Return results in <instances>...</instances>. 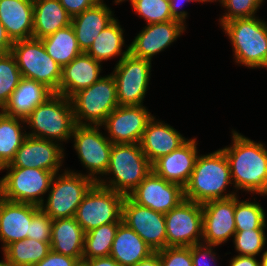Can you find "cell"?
<instances>
[{
	"label": "cell",
	"mask_w": 267,
	"mask_h": 266,
	"mask_svg": "<svg viewBox=\"0 0 267 266\" xmlns=\"http://www.w3.org/2000/svg\"><path fill=\"white\" fill-rule=\"evenodd\" d=\"M232 146L221 149L237 190L267 195V149L262 143L232 131Z\"/></svg>",
	"instance_id": "6da1fadb"
},
{
	"label": "cell",
	"mask_w": 267,
	"mask_h": 266,
	"mask_svg": "<svg viewBox=\"0 0 267 266\" xmlns=\"http://www.w3.org/2000/svg\"><path fill=\"white\" fill-rule=\"evenodd\" d=\"M229 184H233L229 163L224 152L219 149L197 157L190 179L184 187V196L186 200L200 204L227 199L237 195L225 192Z\"/></svg>",
	"instance_id": "7a4b0ae2"
},
{
	"label": "cell",
	"mask_w": 267,
	"mask_h": 266,
	"mask_svg": "<svg viewBox=\"0 0 267 266\" xmlns=\"http://www.w3.org/2000/svg\"><path fill=\"white\" fill-rule=\"evenodd\" d=\"M231 40L234 58L248 68L267 67V24L256 16L232 19L222 26Z\"/></svg>",
	"instance_id": "3957f363"
},
{
	"label": "cell",
	"mask_w": 267,
	"mask_h": 266,
	"mask_svg": "<svg viewBox=\"0 0 267 266\" xmlns=\"http://www.w3.org/2000/svg\"><path fill=\"white\" fill-rule=\"evenodd\" d=\"M32 132L28 136L57 141L72 138L75 126L70 98L53 93L43 103L36 106L25 118Z\"/></svg>",
	"instance_id": "277c9868"
},
{
	"label": "cell",
	"mask_w": 267,
	"mask_h": 266,
	"mask_svg": "<svg viewBox=\"0 0 267 266\" xmlns=\"http://www.w3.org/2000/svg\"><path fill=\"white\" fill-rule=\"evenodd\" d=\"M151 171L152 164L140 144H113L108 170L105 173V176L111 173L113 178L108 182L99 179L97 183L128 196Z\"/></svg>",
	"instance_id": "5b68a950"
},
{
	"label": "cell",
	"mask_w": 267,
	"mask_h": 266,
	"mask_svg": "<svg viewBox=\"0 0 267 266\" xmlns=\"http://www.w3.org/2000/svg\"><path fill=\"white\" fill-rule=\"evenodd\" d=\"M70 101L77 125L102 126L106 117L119 106L114 76L101 77L71 96Z\"/></svg>",
	"instance_id": "8992f818"
},
{
	"label": "cell",
	"mask_w": 267,
	"mask_h": 266,
	"mask_svg": "<svg viewBox=\"0 0 267 266\" xmlns=\"http://www.w3.org/2000/svg\"><path fill=\"white\" fill-rule=\"evenodd\" d=\"M11 53L23 78L42 83L59 94L62 67L47 54L41 39L14 41Z\"/></svg>",
	"instance_id": "52a82bcc"
},
{
	"label": "cell",
	"mask_w": 267,
	"mask_h": 266,
	"mask_svg": "<svg viewBox=\"0 0 267 266\" xmlns=\"http://www.w3.org/2000/svg\"><path fill=\"white\" fill-rule=\"evenodd\" d=\"M57 174L53 177L47 201L40 208L53 220L75 217L84 196L96 182L86 174L71 170Z\"/></svg>",
	"instance_id": "ba28073f"
},
{
	"label": "cell",
	"mask_w": 267,
	"mask_h": 266,
	"mask_svg": "<svg viewBox=\"0 0 267 266\" xmlns=\"http://www.w3.org/2000/svg\"><path fill=\"white\" fill-rule=\"evenodd\" d=\"M4 169L8 172L0 179L2 198L38 206L45 202L41 195L49 192L55 173L38 168L2 167L1 171Z\"/></svg>",
	"instance_id": "9c48e42d"
},
{
	"label": "cell",
	"mask_w": 267,
	"mask_h": 266,
	"mask_svg": "<svg viewBox=\"0 0 267 266\" xmlns=\"http://www.w3.org/2000/svg\"><path fill=\"white\" fill-rule=\"evenodd\" d=\"M126 196L97 182L78 206L76 221L87 233L108 223H122V205Z\"/></svg>",
	"instance_id": "30bf717a"
},
{
	"label": "cell",
	"mask_w": 267,
	"mask_h": 266,
	"mask_svg": "<svg viewBox=\"0 0 267 266\" xmlns=\"http://www.w3.org/2000/svg\"><path fill=\"white\" fill-rule=\"evenodd\" d=\"M167 247H191L202 243V204L183 200L165 214Z\"/></svg>",
	"instance_id": "8fae6325"
},
{
	"label": "cell",
	"mask_w": 267,
	"mask_h": 266,
	"mask_svg": "<svg viewBox=\"0 0 267 266\" xmlns=\"http://www.w3.org/2000/svg\"><path fill=\"white\" fill-rule=\"evenodd\" d=\"M151 61L127 54L117 62L115 78L119 105H143L150 80Z\"/></svg>",
	"instance_id": "7c38bea8"
},
{
	"label": "cell",
	"mask_w": 267,
	"mask_h": 266,
	"mask_svg": "<svg viewBox=\"0 0 267 266\" xmlns=\"http://www.w3.org/2000/svg\"><path fill=\"white\" fill-rule=\"evenodd\" d=\"M100 126L76 125L71 137L81 163L89 170L87 175L97 182L96 175H105L108 170L113 143L103 136ZM95 176V177H94Z\"/></svg>",
	"instance_id": "4fadbf2b"
},
{
	"label": "cell",
	"mask_w": 267,
	"mask_h": 266,
	"mask_svg": "<svg viewBox=\"0 0 267 266\" xmlns=\"http://www.w3.org/2000/svg\"><path fill=\"white\" fill-rule=\"evenodd\" d=\"M122 221L154 252L167 247L165 214L138 205L126 196L122 205Z\"/></svg>",
	"instance_id": "5bb4252c"
},
{
	"label": "cell",
	"mask_w": 267,
	"mask_h": 266,
	"mask_svg": "<svg viewBox=\"0 0 267 266\" xmlns=\"http://www.w3.org/2000/svg\"><path fill=\"white\" fill-rule=\"evenodd\" d=\"M152 118L143 105H119L106 117L102 126L107 129L108 139L113 144H140Z\"/></svg>",
	"instance_id": "9a60e30c"
},
{
	"label": "cell",
	"mask_w": 267,
	"mask_h": 266,
	"mask_svg": "<svg viewBox=\"0 0 267 266\" xmlns=\"http://www.w3.org/2000/svg\"><path fill=\"white\" fill-rule=\"evenodd\" d=\"M128 197L138 205L166 214L183 200L184 188L168 182L151 171Z\"/></svg>",
	"instance_id": "2e32d148"
},
{
	"label": "cell",
	"mask_w": 267,
	"mask_h": 266,
	"mask_svg": "<svg viewBox=\"0 0 267 266\" xmlns=\"http://www.w3.org/2000/svg\"><path fill=\"white\" fill-rule=\"evenodd\" d=\"M60 144L52 140L27 136L13 160L4 167L38 168L56 174L65 156Z\"/></svg>",
	"instance_id": "e0dca14e"
},
{
	"label": "cell",
	"mask_w": 267,
	"mask_h": 266,
	"mask_svg": "<svg viewBox=\"0 0 267 266\" xmlns=\"http://www.w3.org/2000/svg\"><path fill=\"white\" fill-rule=\"evenodd\" d=\"M204 244L219 246L236 232L235 196L202 204Z\"/></svg>",
	"instance_id": "ac0fdd59"
},
{
	"label": "cell",
	"mask_w": 267,
	"mask_h": 266,
	"mask_svg": "<svg viewBox=\"0 0 267 266\" xmlns=\"http://www.w3.org/2000/svg\"><path fill=\"white\" fill-rule=\"evenodd\" d=\"M185 24L171 20L147 24L129 45V53L137 58L151 61L186 30Z\"/></svg>",
	"instance_id": "d6986e66"
},
{
	"label": "cell",
	"mask_w": 267,
	"mask_h": 266,
	"mask_svg": "<svg viewBox=\"0 0 267 266\" xmlns=\"http://www.w3.org/2000/svg\"><path fill=\"white\" fill-rule=\"evenodd\" d=\"M196 143V138L188 139L179 148L156 160L152 164V171L168 182L179 184L184 188L198 157Z\"/></svg>",
	"instance_id": "ffe728a7"
},
{
	"label": "cell",
	"mask_w": 267,
	"mask_h": 266,
	"mask_svg": "<svg viewBox=\"0 0 267 266\" xmlns=\"http://www.w3.org/2000/svg\"><path fill=\"white\" fill-rule=\"evenodd\" d=\"M39 209L38 205L12 202L0 196V241L3 250L11 243L27 238L32 217Z\"/></svg>",
	"instance_id": "44dd1931"
},
{
	"label": "cell",
	"mask_w": 267,
	"mask_h": 266,
	"mask_svg": "<svg viewBox=\"0 0 267 266\" xmlns=\"http://www.w3.org/2000/svg\"><path fill=\"white\" fill-rule=\"evenodd\" d=\"M188 139L165 122L153 117L144 130L140 146L151 164L183 145Z\"/></svg>",
	"instance_id": "7402d4cb"
},
{
	"label": "cell",
	"mask_w": 267,
	"mask_h": 266,
	"mask_svg": "<svg viewBox=\"0 0 267 266\" xmlns=\"http://www.w3.org/2000/svg\"><path fill=\"white\" fill-rule=\"evenodd\" d=\"M101 68L100 62L83 52L62 68L59 94L70 98L88 88L101 78Z\"/></svg>",
	"instance_id": "603a6c76"
},
{
	"label": "cell",
	"mask_w": 267,
	"mask_h": 266,
	"mask_svg": "<svg viewBox=\"0 0 267 266\" xmlns=\"http://www.w3.org/2000/svg\"><path fill=\"white\" fill-rule=\"evenodd\" d=\"M115 18L103 0L72 18V28L82 52H86L99 33L111 24Z\"/></svg>",
	"instance_id": "cb8c5ba5"
},
{
	"label": "cell",
	"mask_w": 267,
	"mask_h": 266,
	"mask_svg": "<svg viewBox=\"0 0 267 266\" xmlns=\"http://www.w3.org/2000/svg\"><path fill=\"white\" fill-rule=\"evenodd\" d=\"M33 0H0V22L11 40L32 38Z\"/></svg>",
	"instance_id": "d4e9b609"
},
{
	"label": "cell",
	"mask_w": 267,
	"mask_h": 266,
	"mask_svg": "<svg viewBox=\"0 0 267 266\" xmlns=\"http://www.w3.org/2000/svg\"><path fill=\"white\" fill-rule=\"evenodd\" d=\"M153 253L154 251L133 229L123 222L118 226L110 256L120 266H136Z\"/></svg>",
	"instance_id": "484cf974"
},
{
	"label": "cell",
	"mask_w": 267,
	"mask_h": 266,
	"mask_svg": "<svg viewBox=\"0 0 267 266\" xmlns=\"http://www.w3.org/2000/svg\"><path fill=\"white\" fill-rule=\"evenodd\" d=\"M85 232L75 217L53 220L51 249L80 262L83 259Z\"/></svg>",
	"instance_id": "4316f807"
},
{
	"label": "cell",
	"mask_w": 267,
	"mask_h": 266,
	"mask_svg": "<svg viewBox=\"0 0 267 266\" xmlns=\"http://www.w3.org/2000/svg\"><path fill=\"white\" fill-rule=\"evenodd\" d=\"M52 94L44 84L22 77L2 111L9 116L25 119Z\"/></svg>",
	"instance_id": "83f0119b"
},
{
	"label": "cell",
	"mask_w": 267,
	"mask_h": 266,
	"mask_svg": "<svg viewBox=\"0 0 267 266\" xmlns=\"http://www.w3.org/2000/svg\"><path fill=\"white\" fill-rule=\"evenodd\" d=\"M32 38L42 39L71 25L72 17L59 0H33Z\"/></svg>",
	"instance_id": "f1b7e54d"
},
{
	"label": "cell",
	"mask_w": 267,
	"mask_h": 266,
	"mask_svg": "<svg viewBox=\"0 0 267 266\" xmlns=\"http://www.w3.org/2000/svg\"><path fill=\"white\" fill-rule=\"evenodd\" d=\"M119 24L118 20L115 19L103 29L85 53L98 62L122 55L118 61L120 62L129 54V46L125 51H122L125 40L123 37V30Z\"/></svg>",
	"instance_id": "f546056e"
},
{
	"label": "cell",
	"mask_w": 267,
	"mask_h": 266,
	"mask_svg": "<svg viewBox=\"0 0 267 266\" xmlns=\"http://www.w3.org/2000/svg\"><path fill=\"white\" fill-rule=\"evenodd\" d=\"M41 40L47 54L62 68L83 53L79 48L72 25L60 29Z\"/></svg>",
	"instance_id": "4dcf8cb0"
},
{
	"label": "cell",
	"mask_w": 267,
	"mask_h": 266,
	"mask_svg": "<svg viewBox=\"0 0 267 266\" xmlns=\"http://www.w3.org/2000/svg\"><path fill=\"white\" fill-rule=\"evenodd\" d=\"M25 119L13 117L0 112V167H4L13 160L15 153L28 136L22 131ZM22 131V132H21ZM25 133V134H24Z\"/></svg>",
	"instance_id": "1f68e13d"
},
{
	"label": "cell",
	"mask_w": 267,
	"mask_h": 266,
	"mask_svg": "<svg viewBox=\"0 0 267 266\" xmlns=\"http://www.w3.org/2000/svg\"><path fill=\"white\" fill-rule=\"evenodd\" d=\"M50 250V242L26 238L9 244L2 251L13 266H33L43 260Z\"/></svg>",
	"instance_id": "d6a6232c"
},
{
	"label": "cell",
	"mask_w": 267,
	"mask_h": 266,
	"mask_svg": "<svg viewBox=\"0 0 267 266\" xmlns=\"http://www.w3.org/2000/svg\"><path fill=\"white\" fill-rule=\"evenodd\" d=\"M120 224H104L85 233L83 259L110 256L112 243Z\"/></svg>",
	"instance_id": "836d02e7"
},
{
	"label": "cell",
	"mask_w": 267,
	"mask_h": 266,
	"mask_svg": "<svg viewBox=\"0 0 267 266\" xmlns=\"http://www.w3.org/2000/svg\"><path fill=\"white\" fill-rule=\"evenodd\" d=\"M265 218L266 214L259 203L249 202L248 200L240 201L235 195L234 220L236 231L265 229Z\"/></svg>",
	"instance_id": "e575fe53"
},
{
	"label": "cell",
	"mask_w": 267,
	"mask_h": 266,
	"mask_svg": "<svg viewBox=\"0 0 267 266\" xmlns=\"http://www.w3.org/2000/svg\"><path fill=\"white\" fill-rule=\"evenodd\" d=\"M22 76L11 52L0 54V110L8 103Z\"/></svg>",
	"instance_id": "d590c367"
},
{
	"label": "cell",
	"mask_w": 267,
	"mask_h": 266,
	"mask_svg": "<svg viewBox=\"0 0 267 266\" xmlns=\"http://www.w3.org/2000/svg\"><path fill=\"white\" fill-rule=\"evenodd\" d=\"M126 0H120L123 2ZM134 11L143 17L147 24L171 21L170 2L164 0H130Z\"/></svg>",
	"instance_id": "8d00e7d4"
},
{
	"label": "cell",
	"mask_w": 267,
	"mask_h": 266,
	"mask_svg": "<svg viewBox=\"0 0 267 266\" xmlns=\"http://www.w3.org/2000/svg\"><path fill=\"white\" fill-rule=\"evenodd\" d=\"M265 229H250L236 231L233 236L235 249L241 256H254L260 254L266 242Z\"/></svg>",
	"instance_id": "74e56055"
},
{
	"label": "cell",
	"mask_w": 267,
	"mask_h": 266,
	"mask_svg": "<svg viewBox=\"0 0 267 266\" xmlns=\"http://www.w3.org/2000/svg\"><path fill=\"white\" fill-rule=\"evenodd\" d=\"M263 0H221V5L226 8L227 13L219 20L220 26L236 18L255 17L256 11L262 5Z\"/></svg>",
	"instance_id": "f35d334b"
},
{
	"label": "cell",
	"mask_w": 267,
	"mask_h": 266,
	"mask_svg": "<svg viewBox=\"0 0 267 266\" xmlns=\"http://www.w3.org/2000/svg\"><path fill=\"white\" fill-rule=\"evenodd\" d=\"M52 223L53 219L40 208L32 217L27 238L41 242H50Z\"/></svg>",
	"instance_id": "ab89813d"
},
{
	"label": "cell",
	"mask_w": 267,
	"mask_h": 266,
	"mask_svg": "<svg viewBox=\"0 0 267 266\" xmlns=\"http://www.w3.org/2000/svg\"><path fill=\"white\" fill-rule=\"evenodd\" d=\"M158 254L161 266H193L191 247H166Z\"/></svg>",
	"instance_id": "60d3db41"
},
{
	"label": "cell",
	"mask_w": 267,
	"mask_h": 266,
	"mask_svg": "<svg viewBox=\"0 0 267 266\" xmlns=\"http://www.w3.org/2000/svg\"><path fill=\"white\" fill-rule=\"evenodd\" d=\"M212 247L214 248L215 245H208L199 243L194 244L191 246V255H192V263L193 266H211L212 263H216V253L212 251ZM209 259V262H208ZM212 259L213 262H210Z\"/></svg>",
	"instance_id": "b9f144b4"
},
{
	"label": "cell",
	"mask_w": 267,
	"mask_h": 266,
	"mask_svg": "<svg viewBox=\"0 0 267 266\" xmlns=\"http://www.w3.org/2000/svg\"><path fill=\"white\" fill-rule=\"evenodd\" d=\"M79 264L80 261L77 258L62 255L51 249L43 260L33 266H78Z\"/></svg>",
	"instance_id": "7bdbcfd3"
},
{
	"label": "cell",
	"mask_w": 267,
	"mask_h": 266,
	"mask_svg": "<svg viewBox=\"0 0 267 266\" xmlns=\"http://www.w3.org/2000/svg\"><path fill=\"white\" fill-rule=\"evenodd\" d=\"M66 12L73 18L92 7L100 0H59Z\"/></svg>",
	"instance_id": "ee69618b"
},
{
	"label": "cell",
	"mask_w": 267,
	"mask_h": 266,
	"mask_svg": "<svg viewBox=\"0 0 267 266\" xmlns=\"http://www.w3.org/2000/svg\"><path fill=\"white\" fill-rule=\"evenodd\" d=\"M170 2V11L173 20H177L183 24H185V19L187 17L186 11H179L178 7L180 8L181 4L183 6V2H189L192 0H164Z\"/></svg>",
	"instance_id": "f6af8a7d"
},
{
	"label": "cell",
	"mask_w": 267,
	"mask_h": 266,
	"mask_svg": "<svg viewBox=\"0 0 267 266\" xmlns=\"http://www.w3.org/2000/svg\"><path fill=\"white\" fill-rule=\"evenodd\" d=\"M86 266H120L111 256L82 259Z\"/></svg>",
	"instance_id": "bcb514c9"
},
{
	"label": "cell",
	"mask_w": 267,
	"mask_h": 266,
	"mask_svg": "<svg viewBox=\"0 0 267 266\" xmlns=\"http://www.w3.org/2000/svg\"><path fill=\"white\" fill-rule=\"evenodd\" d=\"M12 46L13 41L8 36L3 24L0 22V54L11 52Z\"/></svg>",
	"instance_id": "7dc6e473"
},
{
	"label": "cell",
	"mask_w": 267,
	"mask_h": 266,
	"mask_svg": "<svg viewBox=\"0 0 267 266\" xmlns=\"http://www.w3.org/2000/svg\"><path fill=\"white\" fill-rule=\"evenodd\" d=\"M230 266H260V262L254 256L236 255L231 259Z\"/></svg>",
	"instance_id": "c3c4849f"
},
{
	"label": "cell",
	"mask_w": 267,
	"mask_h": 266,
	"mask_svg": "<svg viewBox=\"0 0 267 266\" xmlns=\"http://www.w3.org/2000/svg\"><path fill=\"white\" fill-rule=\"evenodd\" d=\"M136 266H161L158 252H154Z\"/></svg>",
	"instance_id": "681fc988"
},
{
	"label": "cell",
	"mask_w": 267,
	"mask_h": 266,
	"mask_svg": "<svg viewBox=\"0 0 267 266\" xmlns=\"http://www.w3.org/2000/svg\"><path fill=\"white\" fill-rule=\"evenodd\" d=\"M260 266H267V250L261 255Z\"/></svg>",
	"instance_id": "f907efd6"
},
{
	"label": "cell",
	"mask_w": 267,
	"mask_h": 266,
	"mask_svg": "<svg viewBox=\"0 0 267 266\" xmlns=\"http://www.w3.org/2000/svg\"><path fill=\"white\" fill-rule=\"evenodd\" d=\"M4 260L0 261V266H13L10 264V262L7 260V258L4 256Z\"/></svg>",
	"instance_id": "816d5d0a"
},
{
	"label": "cell",
	"mask_w": 267,
	"mask_h": 266,
	"mask_svg": "<svg viewBox=\"0 0 267 266\" xmlns=\"http://www.w3.org/2000/svg\"><path fill=\"white\" fill-rule=\"evenodd\" d=\"M192 1H198V2H213L214 0H192ZM217 1V0H215ZM221 2V0H218Z\"/></svg>",
	"instance_id": "f5cc1de1"
},
{
	"label": "cell",
	"mask_w": 267,
	"mask_h": 266,
	"mask_svg": "<svg viewBox=\"0 0 267 266\" xmlns=\"http://www.w3.org/2000/svg\"><path fill=\"white\" fill-rule=\"evenodd\" d=\"M78 266H86L83 262H80Z\"/></svg>",
	"instance_id": "db71d44e"
},
{
	"label": "cell",
	"mask_w": 267,
	"mask_h": 266,
	"mask_svg": "<svg viewBox=\"0 0 267 266\" xmlns=\"http://www.w3.org/2000/svg\"><path fill=\"white\" fill-rule=\"evenodd\" d=\"M114 2H115L116 4H118V3H120V0H115Z\"/></svg>",
	"instance_id": "11a10c76"
}]
</instances>
